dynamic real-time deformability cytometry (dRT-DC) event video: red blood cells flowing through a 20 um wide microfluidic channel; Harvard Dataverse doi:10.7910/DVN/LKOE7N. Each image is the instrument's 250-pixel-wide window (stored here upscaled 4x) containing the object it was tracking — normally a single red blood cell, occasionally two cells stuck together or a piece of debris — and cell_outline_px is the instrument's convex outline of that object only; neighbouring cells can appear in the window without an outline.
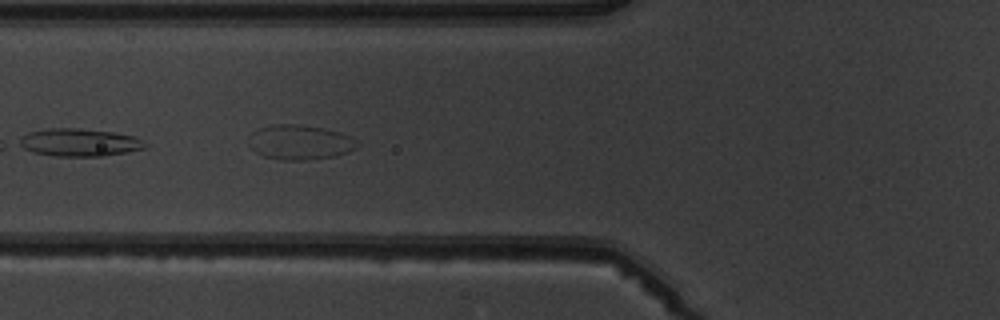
{"species": "common noctule bat (a hibernating species)", "species_latin": "Nyctalus noctula", "temperature_condition": "warm", "stored_images_in_passage": 5, "camera_frame_rate_fps": 3000, "um_per_image_px": 0.085, "animal": {"sex": "male", "body_mass_g": 19.5, "forearm_length_mm": 54.6}, "frame": {"image": 1, "passage_image": 4, "time_ms": 4.333, "image_size_px": [1000, 320], "cell_outline_px": [[360, 144], [356, 148], [348, 152], [336, 156], [304, 160], [280, 160], [264, 156], [256, 152], [252, 148], [248, 140], [248, 136], [252, 132], [260, 128], [272, 124], [296, 124], [324, 128], [340, 132], [356, 140]], "centroid_in_image_um": [25.48, 12.09], "position_along_channel_um": 100.3, "area_um2": 22.02}}